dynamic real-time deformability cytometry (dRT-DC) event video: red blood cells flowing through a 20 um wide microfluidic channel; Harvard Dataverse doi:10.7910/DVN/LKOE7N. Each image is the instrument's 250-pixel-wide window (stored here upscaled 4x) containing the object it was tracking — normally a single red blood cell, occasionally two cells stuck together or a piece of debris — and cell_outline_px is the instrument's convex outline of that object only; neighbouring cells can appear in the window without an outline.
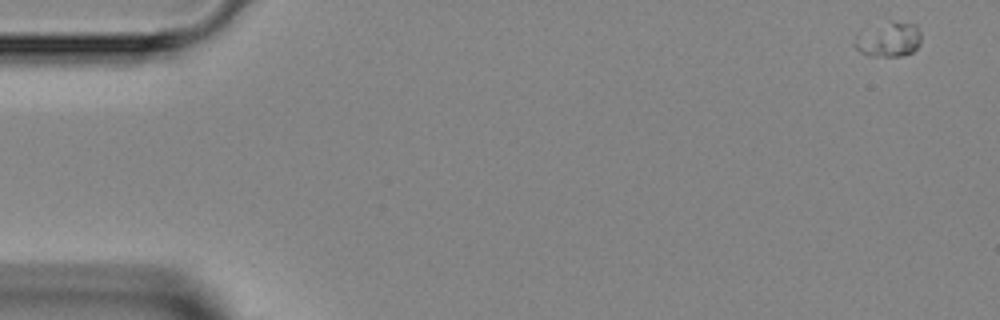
{"species": "Egyptian fruit bat (a non-hibernating species)", "species_latin": "Rousettus aegyptiacus", "temperature_condition": "room temperature", "stored_images_in_passage": 4, "camera_frame_rate_fps": 3000, "um_per_image_px": 0.085, "animal": {"sex": "female"}, "frame": {"image": 1, "passage_image": 1, "time_ms": 0.0, "image_size_px": [1000, 320], "cell_outline_px": [[920, 44], [912, 52], [900, 56], [868, 56], [860, 52], [856, 48], [856, 36], [888, 20], [892, 20], [916, 24], [920, 32]], "centroid_in_image_um": [75.59, 3.35], "position_along_channel_um": 9.4, "area_um2": 13.29}}